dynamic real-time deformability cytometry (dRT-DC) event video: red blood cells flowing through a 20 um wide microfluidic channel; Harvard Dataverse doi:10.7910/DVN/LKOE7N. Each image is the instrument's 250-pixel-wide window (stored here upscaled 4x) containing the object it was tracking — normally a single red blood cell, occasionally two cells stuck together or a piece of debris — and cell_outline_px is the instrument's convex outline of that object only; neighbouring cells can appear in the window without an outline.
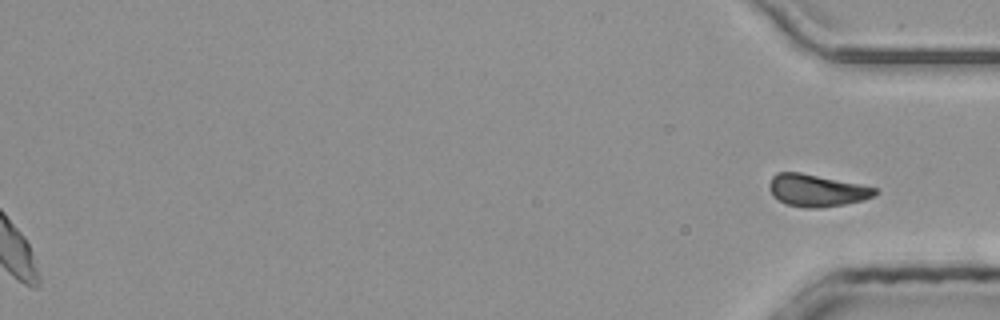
{"species": "common noctule bat (a hibernating species)", "species_latin": "Nyctalus noctula", "temperature_condition": "room temperature", "stored_images_in_passage": 45, "segment_of_instrument_passage": [3, 3], "camera_frame_rate_fps": 3000, "um_per_image_px": 0.085, "animal": {"sex": "male", "body_mass_g": 20.4}, "frame": {"image": 1, "passage_image": 45, "time_ms": 14.667, "image_size_px": [1000, 320], "cell_outline_px": [[880, 192], [876, 196], [864, 200], [844, 204], [820, 208], [804, 208], [784, 204], [776, 200], [772, 196], [768, 188], [768, 184], [772, 176], [776, 172], [800, 172], [860, 184], [876, 188]], "centroid_in_image_um": [69.39, 16.19], "position_along_channel_um": 365.8, "area_um2": 20.23}}